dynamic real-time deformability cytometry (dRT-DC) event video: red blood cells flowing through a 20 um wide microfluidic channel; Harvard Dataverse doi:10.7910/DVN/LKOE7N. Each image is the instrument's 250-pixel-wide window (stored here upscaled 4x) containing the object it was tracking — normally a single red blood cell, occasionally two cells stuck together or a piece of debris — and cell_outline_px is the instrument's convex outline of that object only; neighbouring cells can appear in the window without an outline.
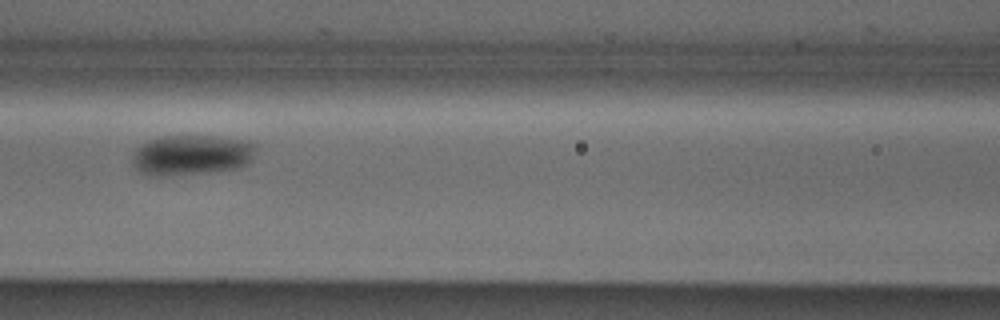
{"species": "Egyptian fruit bat (a non-hibernating species)", "species_latin": "Rousettus aegyptiacus", "temperature_condition": "cold", "stored_images_in_passage": 7, "camera_frame_rate_fps": 3000, "um_per_image_px": 0.085, "animal": {"sex": "male"}, "frame": {"image": 1, "passage_image": 5, "time_ms": 1.333, "image_size_px": [1000, 320], "cell_outline_px": [[256, 148], [252, 160], [240, 168], [208, 172], [168, 176], [148, 176], [140, 172], [132, 164], [132, 156], [136, 148], [140, 144], [148, 140], [160, 136], [220, 136], [248, 140], [256, 144]], "centroid_in_image_um": [16.28, 13.17], "position_along_channel_um": 150.3, "area_um2": 29.59}}
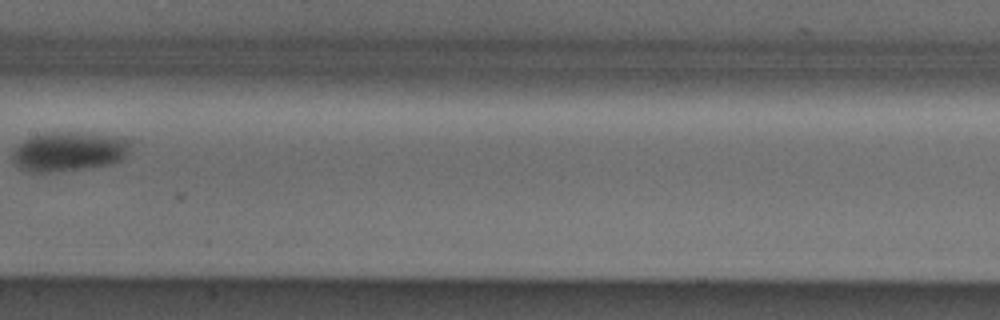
{"frame": {"image": 2, "passage_image": 6, "time_ms": 1.667, "image_size_px": [1000, 320], "cell_outline_px": [[132, 140], [124, 156], [120, 160], [112, 164], [88, 168], [48, 172], [28, 172], [20, 168], [12, 160], [12, 148], [24, 140], [32, 136], [44, 132], [88, 132], [124, 136]], "centroid_in_image_um": [5.86, 12.85], "position_along_channel_um": 201.5, "area_um2": 27.69}}
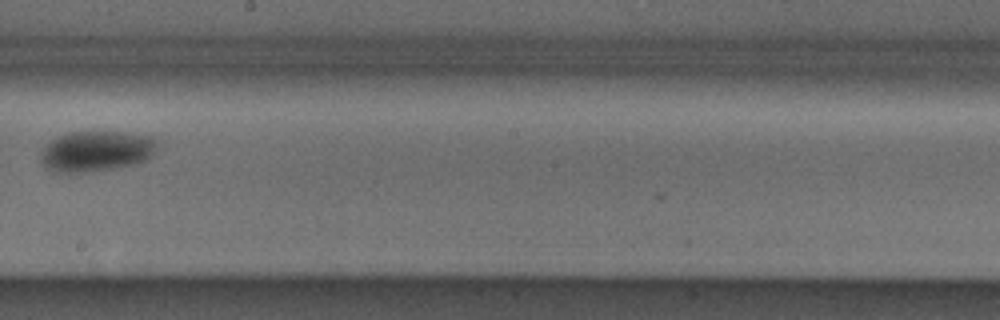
{"frame": {"image": 3, "passage_image": 7, "time_ms": 2.0, "image_size_px": [1000, 320], "cell_outline_px": [[160, 140], [156, 148], [148, 160], [136, 164], [92, 172], [56, 172], [48, 168], [40, 160], [40, 152], [52, 140], [68, 132], [124, 132], [160, 136]], "centroid_in_image_um": [8.28, 12.84], "position_along_channel_um": 239.9, "area_um2": 27.92}}